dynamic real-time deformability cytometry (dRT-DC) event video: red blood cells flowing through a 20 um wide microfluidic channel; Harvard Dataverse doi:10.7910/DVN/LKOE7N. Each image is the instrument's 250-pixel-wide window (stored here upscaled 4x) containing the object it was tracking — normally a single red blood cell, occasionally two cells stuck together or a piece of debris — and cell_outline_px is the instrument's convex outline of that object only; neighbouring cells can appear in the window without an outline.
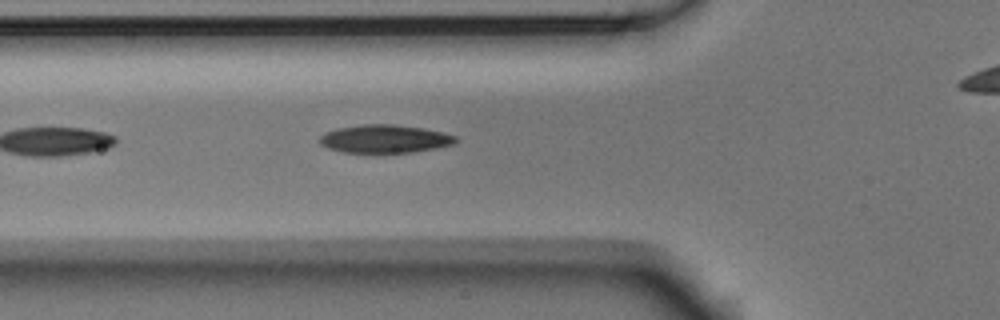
{"species": "Egyptian fruit bat (a non-hibernating species)", "species_latin": "Rousettus aegyptiacus", "temperature_condition": "room temperature", "stored_images_in_passage": 8, "camera_frame_rate_fps": 3000, "um_per_image_px": 0.085, "animal": {"sex": "male"}, "frame": {"image": 1, "passage_image": 5, "time_ms": 1.333, "image_size_px": [1000, 320], "cell_outline_px": [[460, 140], [452, 144], [436, 148], [412, 152], [344, 152], [328, 148], [320, 144], [320, 136], [336, 128], [360, 124], [396, 124], [424, 128], [456, 136]], "centroid_in_image_um": [32.71, 11.79], "position_along_channel_um": 93.1, "area_um2": 22.2}}